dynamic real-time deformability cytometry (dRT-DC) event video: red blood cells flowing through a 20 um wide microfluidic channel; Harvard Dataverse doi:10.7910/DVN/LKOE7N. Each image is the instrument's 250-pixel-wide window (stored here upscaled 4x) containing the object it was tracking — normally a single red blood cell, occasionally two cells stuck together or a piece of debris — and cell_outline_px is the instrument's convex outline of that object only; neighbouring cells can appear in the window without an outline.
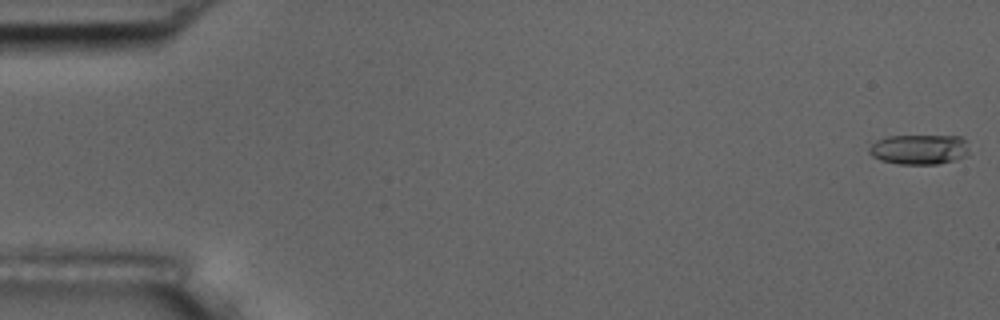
{"species": "common noctule bat (a hibernating species)", "species_latin": "Nyctalus noctula", "temperature_condition": "room temperature", "stored_images_in_passage": 12, "camera_frame_rate_fps": 3000, "um_per_image_px": 0.085, "animal": {"sex": "male", "body_mass_g": 17.5, "forearm_length_mm": 52.3}, "frame": {"image": 1, "passage_image": 1, "time_ms": 0.0, "image_size_px": [1000, 320], "cell_outline_px": [[968, 152], [964, 156], [956, 160], [936, 164], [896, 164], [880, 160], [872, 156], [868, 152], [868, 148], [876, 140], [888, 136], [960, 136], [964, 140], [968, 148]], "centroid_in_image_um": [78.09, 12.7], "position_along_channel_um": 6.9, "area_um2": 17.51}}